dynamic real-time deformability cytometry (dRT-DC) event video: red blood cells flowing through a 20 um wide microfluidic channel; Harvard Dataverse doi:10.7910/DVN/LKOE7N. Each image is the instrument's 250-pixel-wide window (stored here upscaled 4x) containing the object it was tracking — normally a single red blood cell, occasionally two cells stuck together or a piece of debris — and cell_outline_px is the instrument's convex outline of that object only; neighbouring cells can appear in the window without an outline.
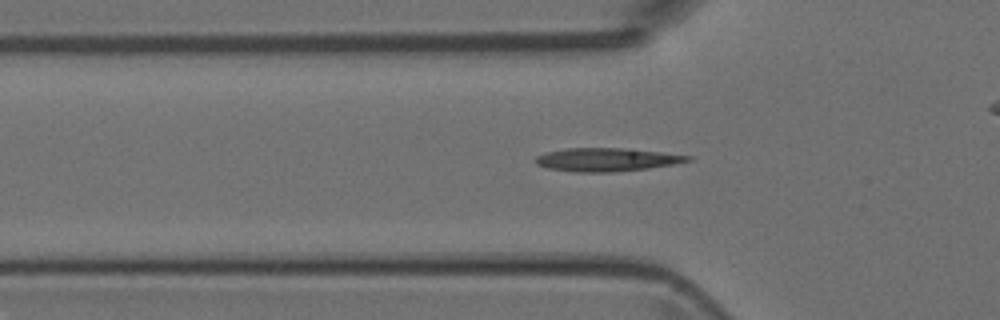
{"species": "Egyptian fruit bat (a non-hibernating species)", "species_latin": "Rousettus aegyptiacus", "temperature_condition": "room temperature", "stored_images_in_passage": 39, "camera_frame_rate_fps": 3000, "um_per_image_px": 0.085, "animal": {"sex": "female"}, "frame": {"image": 1, "passage_image": 4, "time_ms": 1.0, "image_size_px": [1000, 320], "cell_outline_px": [[692, 160], [672, 164], [648, 168], [612, 172], [572, 172], [548, 168], [536, 164], [532, 160], [536, 156], [544, 152], [568, 148], [620, 148], [660, 152], [692, 156]], "centroid_in_image_um": [51.48, 13.57], "position_along_channel_um": 74.3, "area_um2": 20.63}}
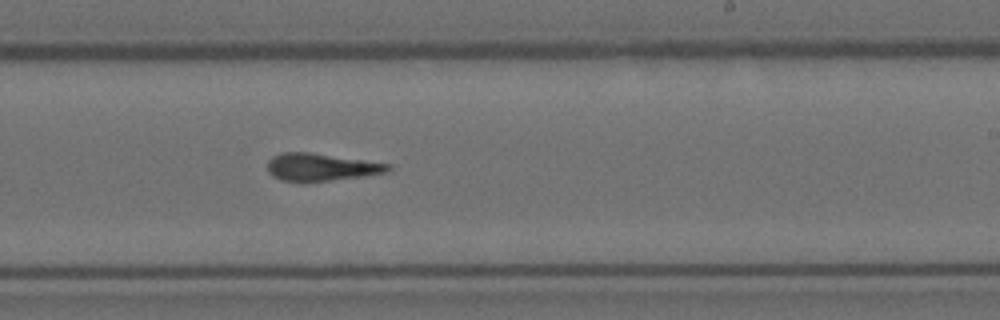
{"frame": {"image": 2, "passage_image": 18, "time_ms": 5.667, "image_size_px": [1000, 320], "cell_outline_px": [[392, 168], [388, 172], [304, 184], [280, 180], [272, 176], [268, 172], [268, 160], [272, 156], [280, 152], [308, 152], [392, 164]], "centroid_in_image_um": [27.23, 14.23], "position_along_channel_um": 261.8, "area_um2": 19.71}}
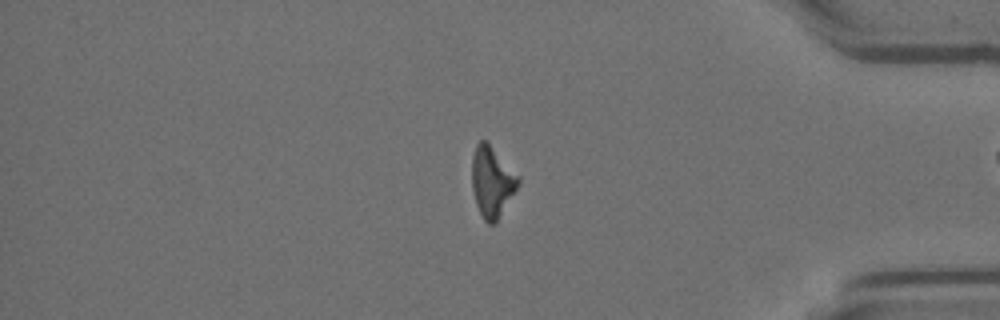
{"frame": {"image": 3, "passage_image": 30, "time_ms": 9.667, "image_size_px": [1000, 320], "cell_outline_px": [[520, 184], [496, 224], [488, 224], [484, 220], [476, 204], [472, 188], [472, 156], [476, 144], [480, 140], [484, 140], [520, 176]], "centroid_in_image_um": [41.83, 15.49], "position_along_channel_um": 393.4, "area_um2": 19.07}}